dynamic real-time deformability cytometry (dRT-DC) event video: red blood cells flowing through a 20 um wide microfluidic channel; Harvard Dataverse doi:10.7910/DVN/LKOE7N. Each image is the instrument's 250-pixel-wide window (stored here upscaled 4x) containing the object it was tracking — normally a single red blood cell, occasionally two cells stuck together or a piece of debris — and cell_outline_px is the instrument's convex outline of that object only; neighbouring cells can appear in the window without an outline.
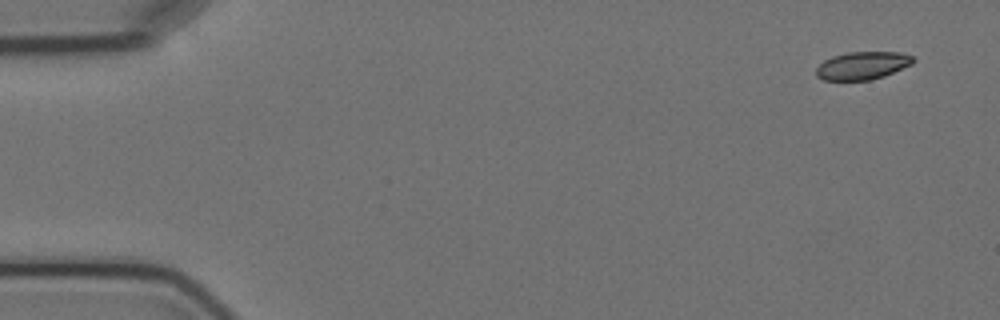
{"species": "Egyptian fruit bat (a non-hibernating species)", "species_latin": "Rousettus aegyptiacus", "temperature_condition": "cold", "stored_images_in_passage": 6, "segment_of_instrument_passage": [1, 2], "camera_frame_rate_fps": 3000, "um_per_image_px": 0.085, "animal": {"sex": "female"}, "frame": {"image": 1, "passage_image": 1, "time_ms": 0.0, "image_size_px": [1000, 320], "cell_outline_px": [[916, 60], [912, 64], [884, 76], [872, 80], [824, 80], [816, 76], [816, 68], [824, 60], [832, 56], [848, 52], [900, 52], [912, 56]], "centroid_in_image_um": [73.31, 5.57], "position_along_channel_um": 11.7, "area_um2": 15.78}}